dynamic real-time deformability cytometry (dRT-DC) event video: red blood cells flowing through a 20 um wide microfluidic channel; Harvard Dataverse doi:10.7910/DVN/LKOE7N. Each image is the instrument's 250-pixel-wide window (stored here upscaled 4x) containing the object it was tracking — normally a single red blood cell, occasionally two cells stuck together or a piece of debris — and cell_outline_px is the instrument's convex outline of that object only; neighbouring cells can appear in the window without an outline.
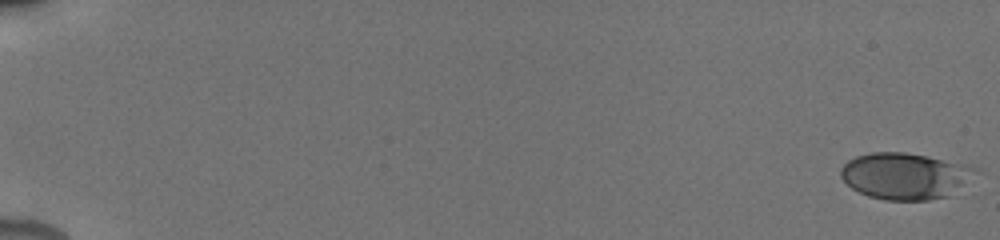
{"species": "human", "species_latin": "Homo sapiens", "temperature_condition": "cold", "stored_images_in_passage": 53, "camera_frame_rate_fps": 3000, "um_per_image_px": 0.085, "donor": {"sex": "male"}, "frame": {"image": 1, "passage_image": 1, "time_ms": 0.0, "image_size_px": [1000, 240], "cell_outline_px": [[980, 168], [948, 196], [928, 200], [884, 200], [868, 196], [852, 188], [840, 176], [840, 168], [848, 160], [856, 156], [872, 152], [904, 152], [924, 156]], "centroid_in_image_um": [76.85, 14.96], "position_along_channel_um": 8.2, "area_um2": 35.78}}
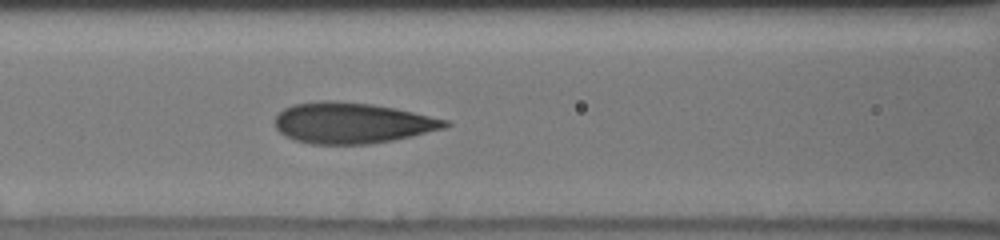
{"frame": {"image": 2, "passage_image": 26, "time_ms": 8.667, "image_size_px": [1000, 240], "cell_outline_px": [[452, 124], [444, 128], [412, 136], [392, 140], [368, 144], [312, 144], [296, 140], [284, 136], [276, 128], [276, 116], [284, 108], [292, 104], [320, 100], [336, 100], [372, 104], [396, 108], [448, 120]], "centroid_in_image_um": [29.92, 10.44], "position_along_channel_um": 136.7, "area_um2": 40.58}}
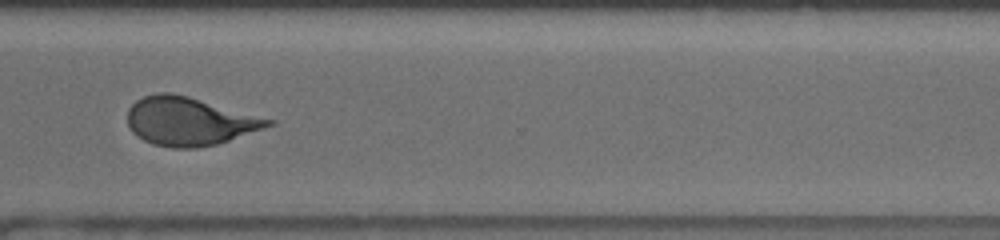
{"frame": {"image": 3, "passage_image": 41, "time_ms": 14.333, "image_size_px": [1000, 240], "cell_outline_px": [[276, 124], [216, 144], [196, 148], [172, 148], [152, 144], [136, 136], [132, 132], [128, 124], [128, 108], [136, 100], [144, 96], [156, 92], [172, 92], [188, 96], [276, 120]], "centroid_in_image_um": [16.08, 10.3], "position_along_channel_um": 354.5, "area_um2": 39.71}, "authors_computed_cell_mechanics": {"area_um2": 39.1306, "velocity_mm_per_s": 3.8453, "shape_relaxation_time_tau1_ms": 4.0454, "shape_relaxation_time_tau2_ms": 0.8331, "deformation_change_tau1": 0.1825, "deformation_change_tau2": 0.08}}